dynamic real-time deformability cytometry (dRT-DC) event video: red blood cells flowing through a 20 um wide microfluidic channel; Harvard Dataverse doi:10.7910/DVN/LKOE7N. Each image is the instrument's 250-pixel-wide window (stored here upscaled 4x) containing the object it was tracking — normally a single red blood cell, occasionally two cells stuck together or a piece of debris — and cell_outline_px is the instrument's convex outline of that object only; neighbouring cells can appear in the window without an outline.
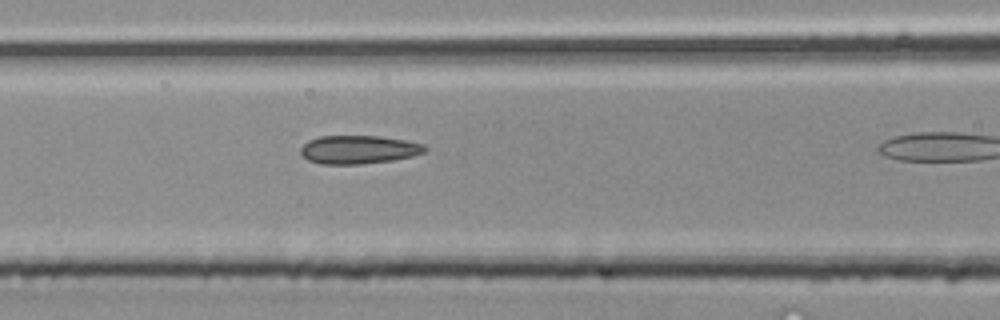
{"species": "common noctule bat (a hibernating species)", "species_latin": "Nyctalus noctula", "temperature_condition": "room temperature", "stored_images_in_passage": 12, "camera_frame_rate_fps": 3000, "um_per_image_px": 0.085, "animal": {"sex": "male", "body_mass_g": 20.4}, "frame": {"image": 1, "passage_image": 9, "time_ms": 2.667, "image_size_px": [1000, 320], "cell_outline_px": [[428, 148], [424, 152], [412, 156], [392, 160], [360, 164], [320, 164], [308, 160], [300, 152], [300, 148], [308, 140], [320, 136], [380, 136], [404, 140], [424, 144]], "centroid_in_image_um": [30.47, 12.71], "position_along_channel_um": 136.1, "area_um2": 20.52}}